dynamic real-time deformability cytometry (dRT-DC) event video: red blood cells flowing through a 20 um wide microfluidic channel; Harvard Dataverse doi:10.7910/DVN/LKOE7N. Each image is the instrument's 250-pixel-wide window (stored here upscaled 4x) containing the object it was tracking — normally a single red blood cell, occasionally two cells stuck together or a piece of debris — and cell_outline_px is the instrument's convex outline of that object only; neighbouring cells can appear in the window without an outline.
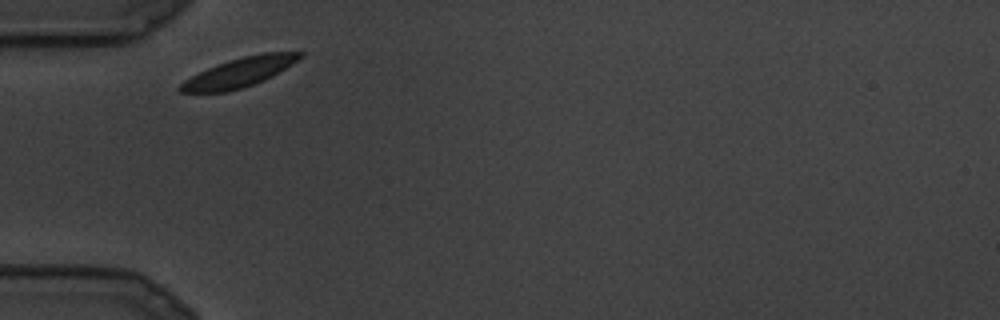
{"species": "common noctule bat (a hibernating species)", "species_latin": "Nyctalus noctula", "temperature_condition": "cold", "stored_images_in_passage": 5, "camera_frame_rate_fps": 3000, "um_per_image_px": 0.085, "animal": {"sex": "male", "body_mass_g": 19.5, "forearm_length_mm": 54.6}, "frame": {"image": 1, "passage_image": 1, "time_ms": 0.0, "image_size_px": [1000, 320], "cell_outline_px": [[304, 52], [292, 64], [272, 76], [264, 80], [240, 88], [224, 92], [180, 92], [176, 88], [184, 80], [208, 68], [244, 56], [264, 52]], "centroid_in_image_um": [20.32, 6.16], "position_along_channel_um": 64.7, "area_um2": 19.83}}
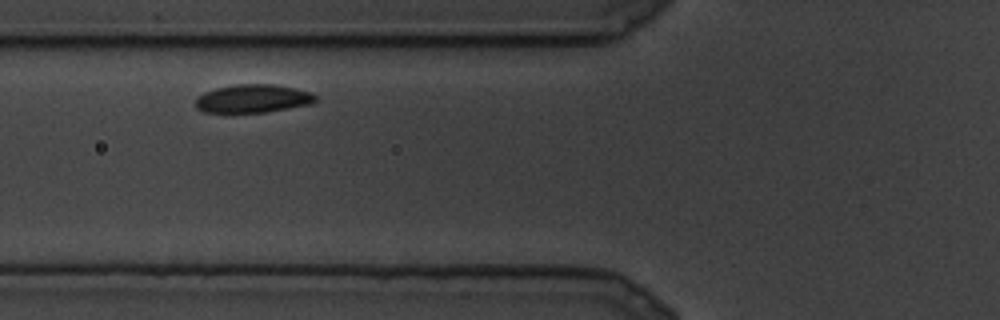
{"frame": {"image": 2, "passage_image": 3, "time_ms": 0.667, "image_size_px": [1000, 320], "cell_outline_px": [[316, 100], [312, 104], [268, 112], [204, 112], [196, 108], [196, 96], [204, 92], [216, 88], [236, 84], [272, 84], [296, 88], [312, 92], [316, 96]], "centroid_in_image_um": [21.51, 8.38], "position_along_channel_um": 104.3, "area_um2": 19.88}}
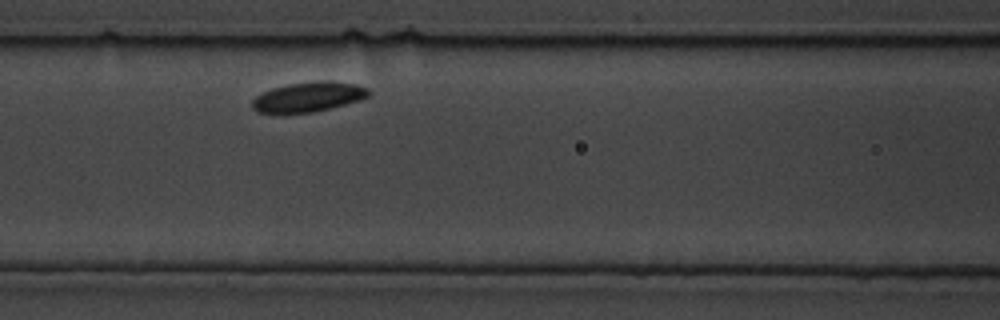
{"frame": {"image": 3, "passage_image": 5, "time_ms": 1.333, "image_size_px": [1000, 320], "cell_outline_px": [[368, 96], [360, 100], [312, 112], [284, 116], [280, 116], [256, 112], [252, 108], [252, 100], [256, 96], [272, 88], [288, 84], [324, 80], [356, 84], [368, 88]], "centroid_in_image_um": [26.11, 8.28], "position_along_channel_um": 140.5, "area_um2": 20.63}}